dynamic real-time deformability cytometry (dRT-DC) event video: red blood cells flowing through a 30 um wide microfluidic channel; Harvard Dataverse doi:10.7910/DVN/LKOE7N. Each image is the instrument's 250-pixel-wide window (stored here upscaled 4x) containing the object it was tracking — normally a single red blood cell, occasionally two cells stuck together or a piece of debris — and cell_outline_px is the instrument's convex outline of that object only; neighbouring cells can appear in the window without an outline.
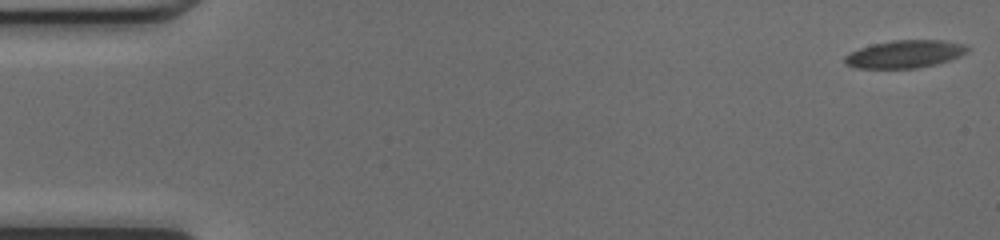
{"species": "common noctule bat (a hibernating species)", "species_latin": "Nyctalus noctula", "temperature_condition": "cold", "stored_images_in_passage": 50, "camera_frame_rate_fps": 3000, "um_per_image_px": 0.085, "animal": {"sex": "female", "body_mass_g": 17.0, "forearm_length_mm": 48.0}, "frame": {"image": 1, "passage_image": 1, "time_ms": 0.0, "image_size_px": [1000, 240], "cell_outline_px": [[968, 52], [948, 60], [916, 68], [856, 68], [848, 64], [844, 60], [844, 56], [860, 48], [892, 40], [940, 40], [964, 44], [968, 48]], "centroid_in_image_um": [76.91, 4.59], "position_along_channel_um": 8.1, "area_um2": 19.31}}
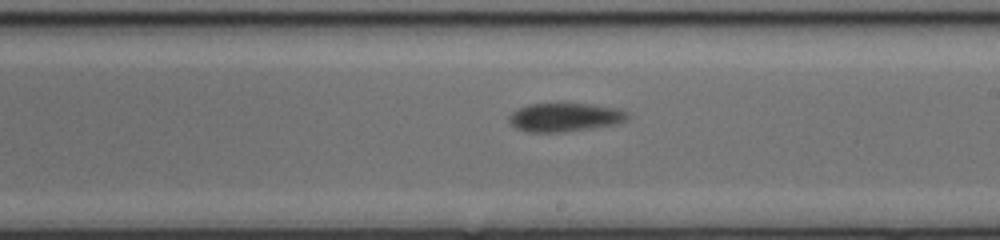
{"frame": {"image": 2, "passage_image": 29, "time_ms": 9.333, "image_size_px": [1000, 240], "cell_outline_px": [[628, 116], [624, 120], [612, 124], [592, 128], [560, 132], [528, 132], [516, 128], [508, 120], [508, 116], [512, 112], [528, 104], [588, 104], [616, 108], [628, 112]], "centroid_in_image_um": [47.96, 9.97], "position_along_channel_um": 241.0, "area_um2": 19.36}}
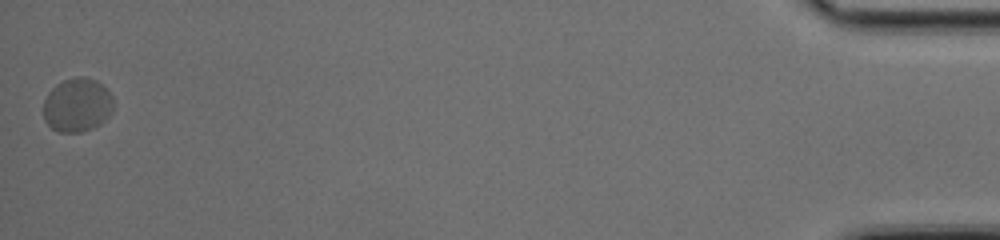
{"frame": {"image": 3, "passage_image": 50, "time_ms": 16.333, "image_size_px": [1000, 240], "cell_outline_px": [[112, 112], [100, 124], [92, 128], [80, 132], [60, 132], [52, 128], [44, 120], [44, 100], [48, 92], [56, 84], [64, 80], [76, 76], [84, 76], [96, 80], [112, 96]], "centroid_in_image_um": [6.54, 8.92], "position_along_channel_um": 428.7, "area_um2": 21.85}, "authors_computed_cell_mechanics": {"area_um2": 19.363, "velocity_mm_per_s": 4.124, "shape_relaxation_time_tau1_ms": 6.4362, "shape_relaxation_time_tau2_ms": 1.571, "deformation_change_tau1": 0.1314, "deformation_change_tau2": 0.0478}}